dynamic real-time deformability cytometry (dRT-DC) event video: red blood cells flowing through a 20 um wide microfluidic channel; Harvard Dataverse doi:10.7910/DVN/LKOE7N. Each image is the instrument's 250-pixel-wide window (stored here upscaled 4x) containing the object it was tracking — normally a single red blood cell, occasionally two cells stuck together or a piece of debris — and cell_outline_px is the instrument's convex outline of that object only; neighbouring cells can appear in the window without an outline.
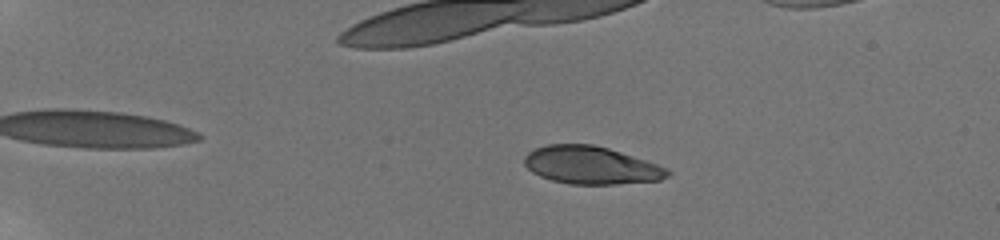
{"species": "human", "species_latin": "Homo sapiens", "temperature_condition": "room temperature", "stored_images_in_passage": 40, "camera_frame_rate_fps": 3000, "um_per_image_px": 0.085, "donor": {"sex": "male"}, "frame": {"image": 1, "passage_image": 8, "time_ms": 2.333, "image_size_px": [1000, 240], "cell_outline_px": [[672, 172], [668, 176], [660, 180], [616, 184], [568, 184], [552, 180], [540, 176], [532, 172], [524, 164], [524, 156], [528, 152], [536, 148], [548, 144], [592, 144], [608, 148], [668, 168]], "centroid_in_image_um": [50.22, 14.05], "position_along_channel_um": 34.8, "area_um2": 31.39}}